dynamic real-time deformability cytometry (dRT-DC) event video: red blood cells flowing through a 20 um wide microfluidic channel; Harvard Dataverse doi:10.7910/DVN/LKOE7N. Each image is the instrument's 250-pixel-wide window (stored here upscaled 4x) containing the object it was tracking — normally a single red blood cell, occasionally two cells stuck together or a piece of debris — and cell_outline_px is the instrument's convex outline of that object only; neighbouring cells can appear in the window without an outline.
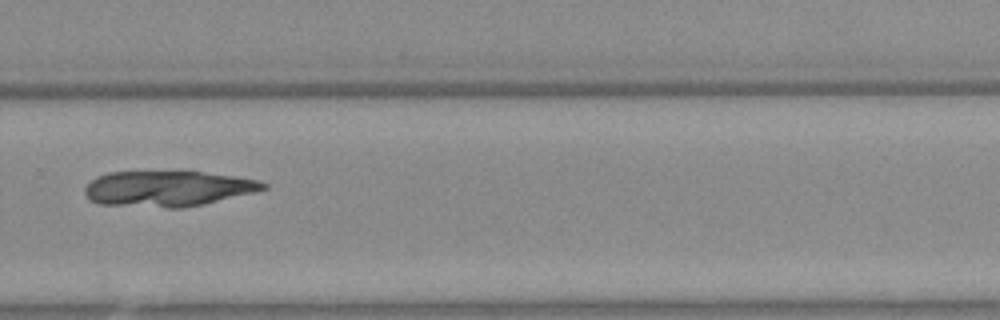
{"species": "Egyptian fruit bat (a non-hibernating species)", "species_latin": "Rousettus aegyptiacus", "temperature_condition": "warm", "stored_images_in_passage": 37, "camera_frame_rate_fps": 3000, "um_per_image_px": 0.085, "animal": {"sex": "female"}, "frame": {"image": 1, "passage_image": 21, "time_ms": 6.667, "image_size_px": [1000, 320], "cell_outline_px": [[268, 188], [204, 204], [180, 208], [168, 208], [100, 204], [88, 200], [84, 192], [84, 188], [96, 176], [108, 172], [204, 172], [232, 176], [256, 180], [268, 184]], "centroid_in_image_um": [14.2, 16.04], "position_along_channel_um": 315.6, "area_um2": 36.76}}
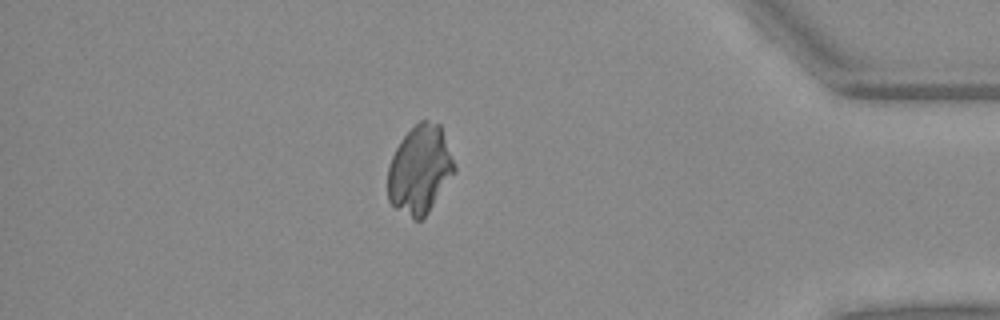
{"frame": {"image": 2, "passage_image": 30, "time_ms": 9.667, "image_size_px": [1000, 320], "cell_outline_px": [[456, 172], [428, 212], [420, 220], [412, 220], [396, 208], [388, 200], [388, 168], [392, 156], [400, 140], [420, 120], [428, 120], [440, 124], [456, 168]], "centroid_in_image_um": [35.69, 14.43], "position_along_channel_um": 399.5, "area_um2": 34.16}}